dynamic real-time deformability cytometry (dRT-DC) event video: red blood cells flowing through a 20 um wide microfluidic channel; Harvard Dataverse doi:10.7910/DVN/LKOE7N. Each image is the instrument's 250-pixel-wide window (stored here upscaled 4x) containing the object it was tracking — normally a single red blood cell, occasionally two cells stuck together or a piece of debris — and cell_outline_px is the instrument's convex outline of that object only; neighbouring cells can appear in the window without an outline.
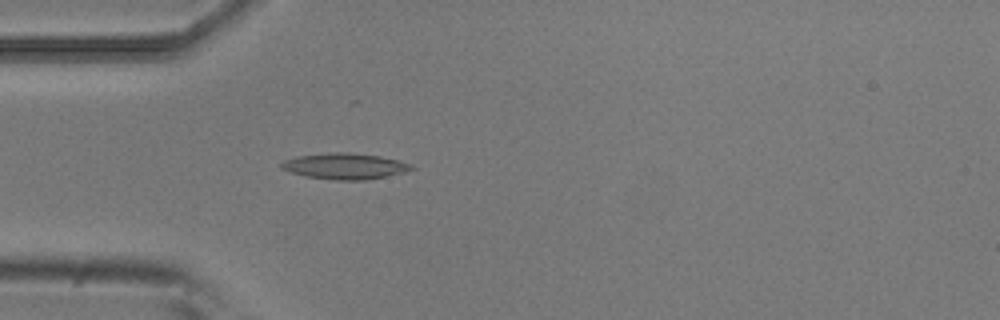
{"species": "common noctule bat (a hibernating species)", "species_latin": "Nyctalus noctula", "temperature_condition": "room temperature", "stored_images_in_passage": 4, "camera_frame_rate_fps": 3000, "um_per_image_px": 0.085, "animal": {"sex": "male", "body_mass_g": 20.5, "forearm_length_mm": 52.5}, "frame": {"image": 1, "passage_image": 4, "time_ms": 1.0, "image_size_px": [1000, 320], "cell_outline_px": [[416, 168], [404, 172], [364, 180], [336, 180], [304, 176], [288, 172], [280, 168], [280, 164], [284, 160], [296, 156], [336, 152], [348, 152], [380, 156], [412, 164]], "centroid_in_image_um": [29.27, 14.12], "position_along_channel_um": 55.7, "area_um2": 19.65}}